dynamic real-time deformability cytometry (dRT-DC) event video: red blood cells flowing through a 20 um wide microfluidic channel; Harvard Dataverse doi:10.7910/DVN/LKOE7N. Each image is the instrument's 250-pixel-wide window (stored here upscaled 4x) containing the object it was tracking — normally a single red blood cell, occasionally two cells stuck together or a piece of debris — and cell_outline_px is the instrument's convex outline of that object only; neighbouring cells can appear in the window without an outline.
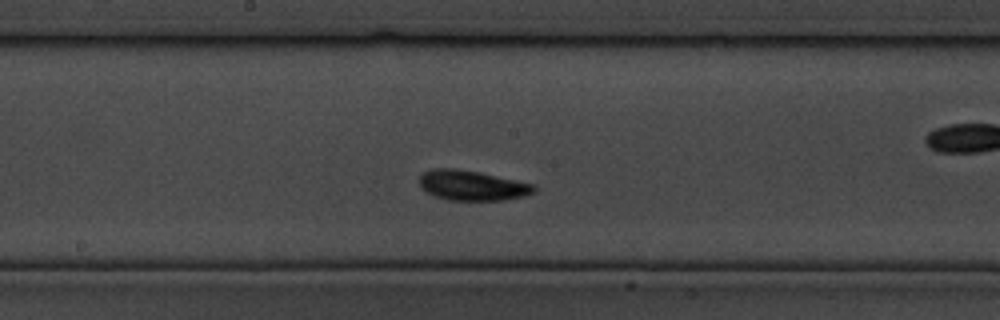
{"species": "common noctule bat (a hibernating species)", "species_latin": "Nyctalus noctula", "temperature_condition": "cold", "stored_images_in_passage": 21, "camera_frame_rate_fps": 3000, "um_per_image_px": 0.085, "animal": {"sex": "male", "body_mass_g": 19.5, "forearm_length_mm": 54.6}, "frame": {"image": 1, "passage_image": 7, "time_ms": 2.0, "image_size_px": [1000, 320], "cell_outline_px": [[536, 188], [532, 192], [524, 196], [504, 200], [448, 200], [436, 196], [420, 188], [420, 176], [424, 172], [432, 168], [456, 168], [480, 172], [532, 184]], "centroid_in_image_um": [40.09, 15.75], "position_along_channel_um": 208.1, "area_um2": 19.88}}